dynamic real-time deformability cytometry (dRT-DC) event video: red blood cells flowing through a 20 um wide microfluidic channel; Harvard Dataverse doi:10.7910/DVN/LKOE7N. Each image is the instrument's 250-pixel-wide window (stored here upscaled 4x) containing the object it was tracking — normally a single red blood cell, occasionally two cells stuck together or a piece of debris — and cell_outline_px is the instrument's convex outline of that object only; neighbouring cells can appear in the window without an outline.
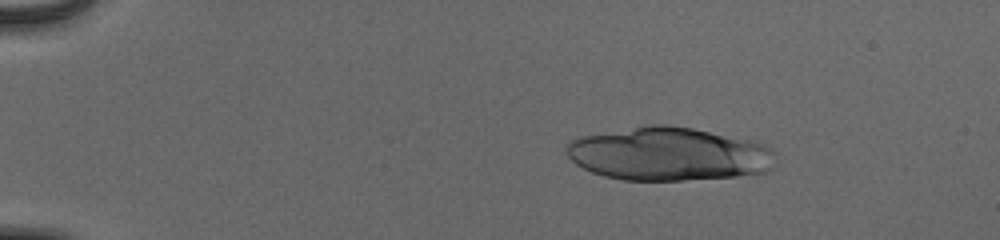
{"species": "human", "species_latin": "Homo sapiens", "temperature_condition": "cold", "stored_images_in_passage": 32, "camera_frame_rate_fps": 3000, "um_per_image_px": 0.085, "donor": {"sex": "male"}, "frame": {"image": 1, "passage_image": 10, "time_ms": 3.0, "image_size_px": [1000, 240], "cell_outline_px": [[772, 168], [764, 172], [736, 176], [680, 180], [624, 180], [604, 176], [592, 172], [576, 164], [568, 156], [568, 144], [572, 140], [580, 136], [652, 124], [664, 124], [692, 128], [748, 140], [764, 144], [772, 152]], "centroid_in_image_um": [56.8, 13.09], "position_along_channel_um": 28.2, "area_um2": 64.22}}